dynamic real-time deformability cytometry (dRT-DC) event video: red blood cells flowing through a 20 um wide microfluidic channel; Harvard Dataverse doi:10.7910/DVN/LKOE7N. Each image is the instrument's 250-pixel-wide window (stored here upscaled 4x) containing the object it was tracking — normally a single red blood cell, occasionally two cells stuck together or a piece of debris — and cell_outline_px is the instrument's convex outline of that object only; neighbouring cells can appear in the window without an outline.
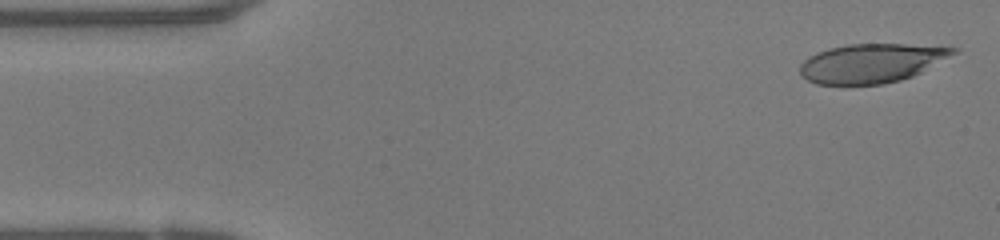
{"species": "human", "species_latin": "Homo sapiens", "temperature_condition": "warm", "stored_images_in_passage": 48, "camera_frame_rate_fps": 3000, "um_per_image_px": 0.085, "donor": {"sex": "female"}, "frame": {"image": 1, "passage_image": 1, "time_ms": 0.0, "image_size_px": [1000, 240], "cell_outline_px": [[960, 52], [912, 76], [900, 80], [884, 84], [816, 84], [808, 80], [800, 72], [800, 64], [808, 56], [816, 52], [828, 48], [848, 44], [940, 44], [960, 48]], "centroid_in_image_um": [74.17, 5.33], "position_along_channel_um": 10.8, "area_um2": 35.37}}
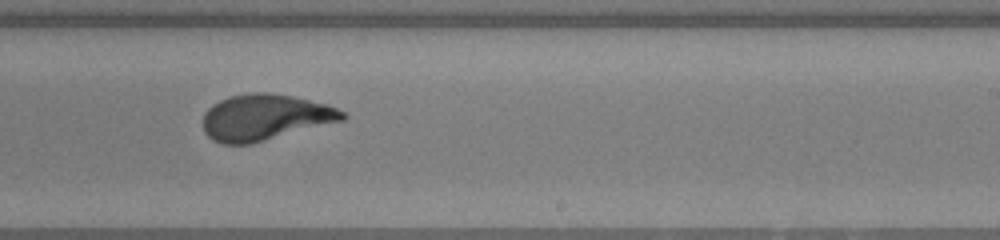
{"frame": {"image": 2, "passage_image": 28, "time_ms": 9.0, "image_size_px": [1000, 240], "cell_outline_px": [[348, 116], [344, 120], [252, 144], [220, 144], [212, 140], [204, 132], [204, 112], [212, 104], [220, 100], [232, 96], [252, 92], [268, 92], [292, 96], [324, 104], [336, 108], [344, 112]], "centroid_in_image_um": [22.5, 9.99], "position_along_channel_um": 266.5, "area_um2": 37.4}}
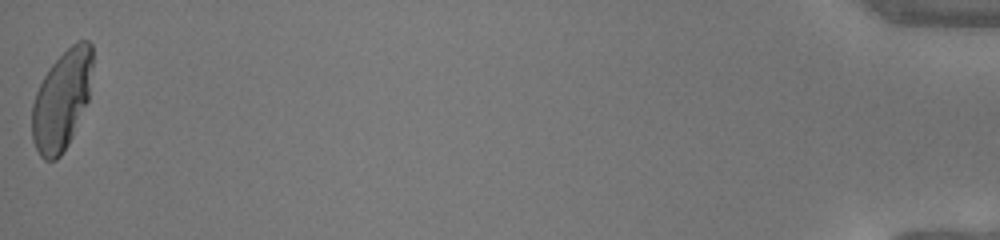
{"frame": {"image": 3, "passage_image": 48, "time_ms": 15.667, "image_size_px": [1000, 240], "cell_outline_px": [[92, 68], [88, 100], [72, 136], [68, 144], [60, 156], [56, 160], [44, 160], [40, 156], [32, 140], [32, 104], [36, 92], [48, 68], [76, 40], [88, 40], [92, 44]], "centroid_in_image_um": [5.24, 8.5], "position_along_channel_um": 430.0, "area_um2": 34.97}, "authors_computed_cell_mechanics": {"area_um2": 36.8475, "velocity_mm_per_s": 4.0876, "shape_relaxation_time_tau1_ms": 6.573, "shape_relaxation_time_tau2_ms": null, "deformation_change_tau1": 0.3061, "deformation_change_tau2": null}}